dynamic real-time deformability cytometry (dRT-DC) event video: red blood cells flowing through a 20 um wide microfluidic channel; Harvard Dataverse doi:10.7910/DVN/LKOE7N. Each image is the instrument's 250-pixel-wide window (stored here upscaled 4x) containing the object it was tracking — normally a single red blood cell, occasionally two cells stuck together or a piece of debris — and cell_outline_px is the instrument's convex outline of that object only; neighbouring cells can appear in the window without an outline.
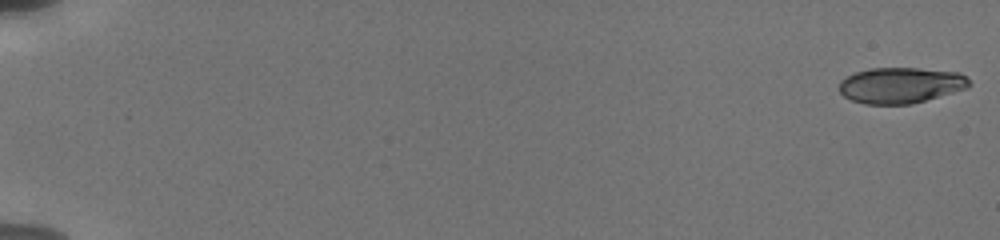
{"species": "human", "species_latin": "Homo sapiens", "temperature_condition": "cold", "stored_images_in_passage": 30, "camera_frame_rate_fps": 3000, "um_per_image_px": 0.085, "donor": {"sex": "male"}, "frame": {"image": 1, "passage_image": 1, "time_ms": 0.0, "image_size_px": [1000, 240], "cell_outline_px": [[972, 84], [968, 88], [912, 104], [864, 104], [852, 100], [844, 96], [840, 92], [840, 80], [856, 72], [868, 68], [920, 68], [960, 72]], "centroid_in_image_um": [76.57, 7.24], "position_along_channel_um": 8.4, "area_um2": 27.22}}
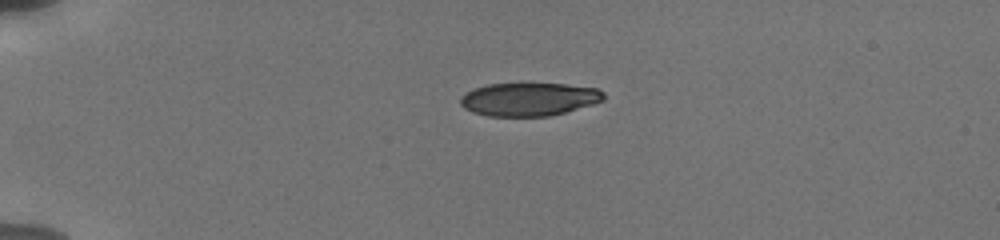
{"frame": {"image": 2, "passage_image": 25, "time_ms": 4.667, "image_size_px": [1000, 240], "cell_outline_px": [[604, 100], [592, 104], [564, 112], [548, 116], [488, 116], [472, 112], [464, 108], [460, 104], [460, 96], [476, 88], [488, 84], [520, 80], [564, 84], [600, 88], [604, 92]], "centroid_in_image_um": [44.95, 8.38], "position_along_channel_um": 40.0, "area_um2": 28.67}}